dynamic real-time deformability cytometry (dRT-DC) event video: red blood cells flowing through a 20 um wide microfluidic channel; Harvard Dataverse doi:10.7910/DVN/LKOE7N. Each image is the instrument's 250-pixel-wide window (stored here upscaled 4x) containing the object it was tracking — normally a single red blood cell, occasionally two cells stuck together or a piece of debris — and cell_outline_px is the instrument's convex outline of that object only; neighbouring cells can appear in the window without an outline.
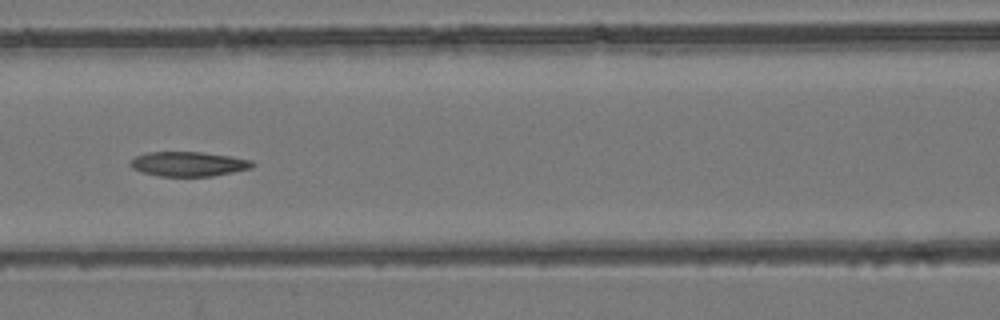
{"species": "common noctule bat (a hibernating species)", "species_latin": "Nyctalus noctula", "temperature_condition": "room temperature", "stored_images_in_passage": 9, "camera_frame_rate_fps": 3000, "um_per_image_px": 0.085, "animal": {"sex": "female", "body_mass_g": 24.6, "forearm_length_mm": 56.2}, "frame": {"image": 1, "passage_image": 6, "time_ms": 8.0, "image_size_px": [1000, 320], "cell_outline_px": [[256, 164], [252, 168], [212, 176], [160, 176], [140, 172], [132, 168], [128, 164], [128, 160], [136, 156], [148, 152], [200, 152], [228, 156], [252, 160]], "centroid_in_image_um": [15.97, 13.94], "position_along_channel_um": 150.6, "area_um2": 17.57}}